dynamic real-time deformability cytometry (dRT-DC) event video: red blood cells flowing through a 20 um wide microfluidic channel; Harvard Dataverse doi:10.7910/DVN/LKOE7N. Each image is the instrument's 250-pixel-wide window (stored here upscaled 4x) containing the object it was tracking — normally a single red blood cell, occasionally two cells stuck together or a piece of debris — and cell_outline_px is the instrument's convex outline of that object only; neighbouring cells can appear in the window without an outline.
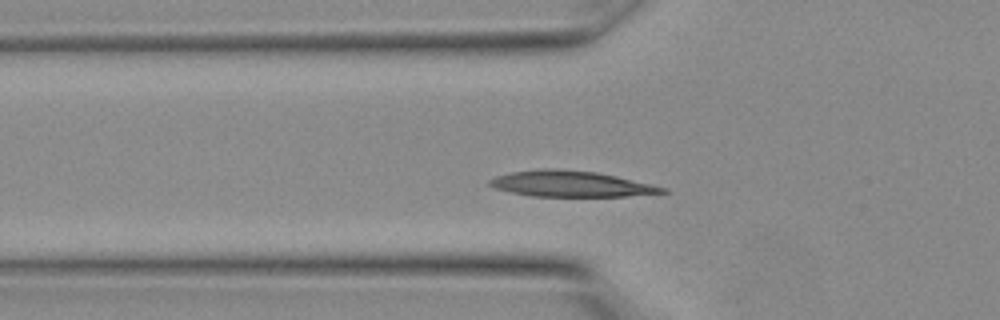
{"species": "Egyptian fruit bat (a non-hibernating species)", "species_latin": "Rousettus aegyptiacus", "temperature_condition": "warm", "stored_images_in_passage": 24, "camera_frame_rate_fps": 3000, "um_per_image_px": 0.085, "animal": {"sex": "female"}, "frame": {"image": 1, "passage_image": 5, "time_ms": 1.333, "image_size_px": [1000, 320], "cell_outline_px": [[672, 192], [624, 196], [532, 196], [508, 192], [492, 188], [488, 184], [488, 180], [496, 176], [512, 172], [552, 168], [596, 172], [616, 176], [668, 188]], "centroid_in_image_um": [48.51, 15.64], "position_along_channel_um": 77.3, "area_um2": 25.95}}
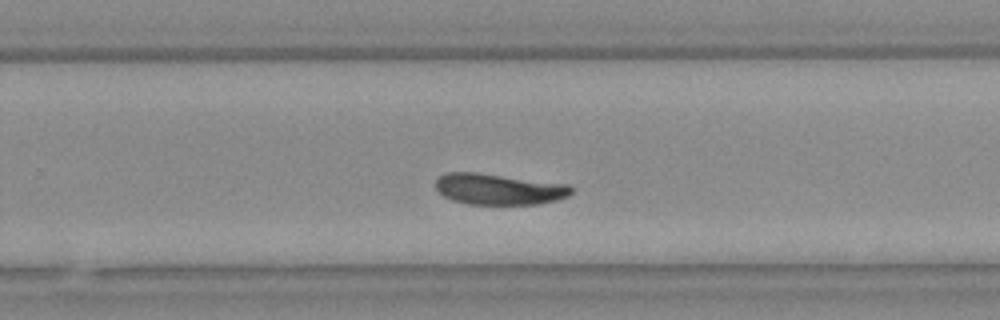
{"frame": {"image": 2, "passage_image": 14, "time_ms": 4.333, "image_size_px": [1000, 320], "cell_outline_px": [[572, 192], [568, 196], [556, 200], [536, 204], [468, 204], [452, 200], [444, 196], [436, 188], [436, 180], [444, 172], [476, 172], [568, 184], [572, 188]], "centroid_in_image_um": [42.38, 16.07], "position_along_channel_um": 287.4, "area_um2": 24.45}}
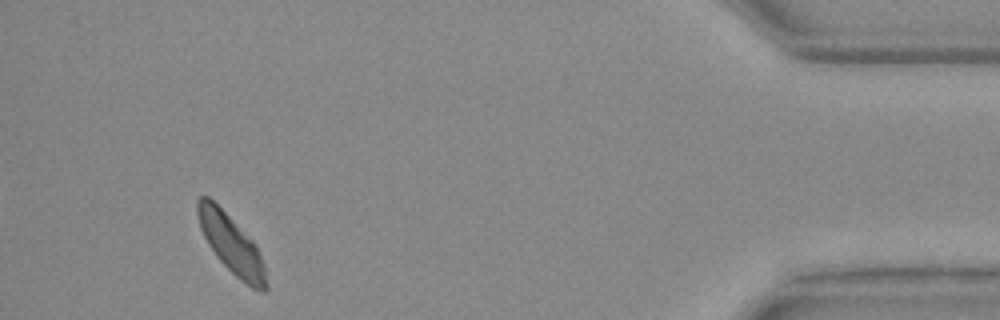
{"frame": {"image": 3, "passage_image": 22, "time_ms": 7.0, "image_size_px": [1000, 320], "cell_outline_px": [[268, 288], [264, 292], [252, 288], [240, 280], [216, 256], [208, 244], [200, 228], [196, 212], [196, 200], [200, 196], [208, 196], [256, 244], [264, 264], [268, 284]], "centroid_in_image_um": [19.66, 20.78], "position_along_channel_um": 415.5, "area_um2": 23.12}}